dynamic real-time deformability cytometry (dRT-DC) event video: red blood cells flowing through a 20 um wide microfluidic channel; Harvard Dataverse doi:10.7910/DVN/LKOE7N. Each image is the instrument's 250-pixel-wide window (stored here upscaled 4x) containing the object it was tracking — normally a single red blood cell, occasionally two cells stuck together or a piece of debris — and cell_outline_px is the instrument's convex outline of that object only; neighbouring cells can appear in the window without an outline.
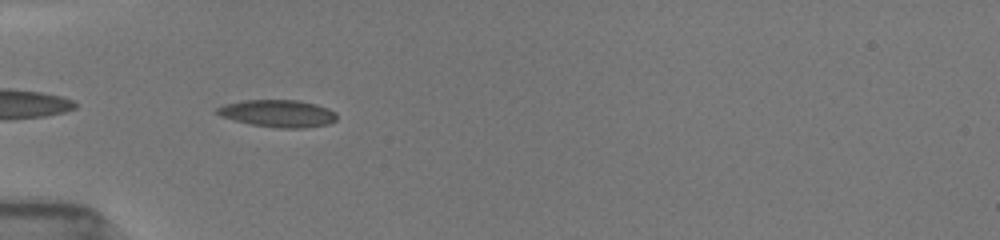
{"species": "common noctule bat (a hibernating species)", "species_latin": "Nyctalus noctula", "temperature_condition": "room temperature", "stored_images_in_passage": 9, "camera_frame_rate_fps": 3000, "um_per_image_px": 0.085, "animal": {"sex": "female", "body_mass_g": 19.5, "forearm_length_mm": 54.1}, "frame": {"image": 1, "passage_image": 3, "time_ms": 0.667, "image_size_px": [1000, 240], "cell_outline_px": [[336, 120], [328, 124], [304, 128], [276, 128], [252, 124], [220, 116], [212, 112], [216, 108], [224, 104], [244, 100], [300, 100], [316, 104], [328, 108], [336, 112]], "centroid_in_image_um": [23.61, 9.64], "position_along_channel_um": 61.4, "area_um2": 19.13}}
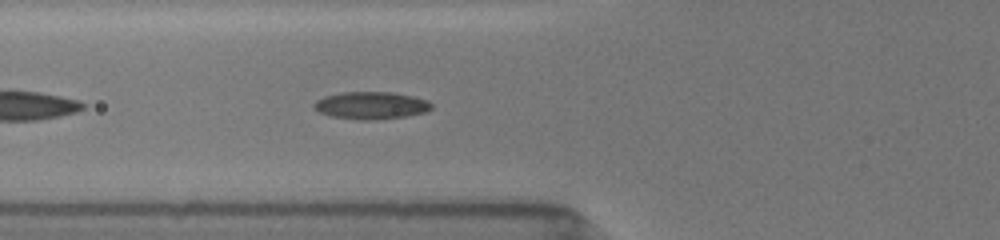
{"frame": {"image": 2, "passage_image": 7, "time_ms": 1.667, "image_size_px": [1000, 240], "cell_outline_px": [[432, 108], [428, 112], [404, 116], [372, 120], [360, 120], [332, 116], [320, 112], [312, 108], [312, 104], [316, 100], [324, 96], [340, 92], [392, 92], [412, 96], [428, 100], [432, 104]], "centroid_in_image_um": [31.53, 8.95], "position_along_channel_um": 94.3, "area_um2": 18.84}}